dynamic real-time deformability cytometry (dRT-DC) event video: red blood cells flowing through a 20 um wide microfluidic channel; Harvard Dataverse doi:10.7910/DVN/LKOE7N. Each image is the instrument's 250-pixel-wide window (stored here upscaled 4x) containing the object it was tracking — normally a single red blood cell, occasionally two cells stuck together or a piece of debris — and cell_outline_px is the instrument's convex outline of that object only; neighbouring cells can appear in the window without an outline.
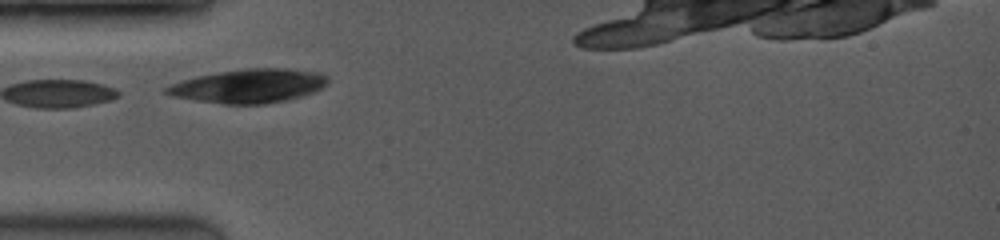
{"species": "common noctule bat (a hibernating species)", "species_latin": "Nyctalus noctula", "temperature_condition": "room temperature", "stored_images_in_passage": 27, "camera_frame_rate_fps": 3500, "um_per_image_px": 0.085, "animal": {"sex": "female", "body_mass_g": 19.0, "forearm_length_mm": 53.3}, "frame": {"image": 1, "passage_image": 1, "time_ms": 0.0, "image_size_px": [1000, 240], "cell_outline_px": [[328, 80], [320, 88], [312, 92], [288, 100], [264, 104], [224, 104], [196, 100], [172, 96], [164, 92], [164, 88], [172, 84], [196, 76], [244, 68], [284, 68], [320, 72]], "centroid_in_image_um": [21.13, 7.3], "position_along_channel_um": 63.9, "area_um2": 31.44}}